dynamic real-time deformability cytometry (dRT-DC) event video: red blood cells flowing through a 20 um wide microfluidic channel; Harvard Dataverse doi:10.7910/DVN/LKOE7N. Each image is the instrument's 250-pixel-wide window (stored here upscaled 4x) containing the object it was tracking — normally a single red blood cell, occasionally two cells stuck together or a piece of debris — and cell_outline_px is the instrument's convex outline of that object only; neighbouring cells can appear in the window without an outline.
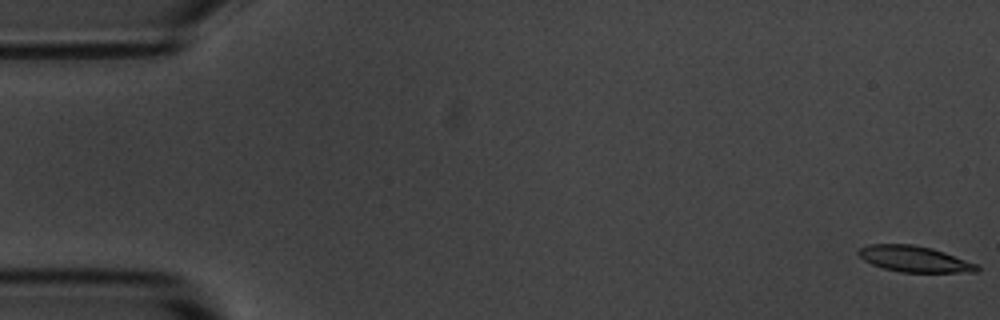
{"species": "common noctule bat (a hibernating species)", "species_latin": "Nyctalus noctula", "temperature_condition": "room temperature", "stored_images_in_passage": 5, "camera_frame_rate_fps": 3000, "um_per_image_px": 0.085, "animal": {"sex": "male", "body_mass_g": 20.1, "forearm_length_mm": 53.5}, "frame": {"image": 1, "passage_image": 1, "time_ms": 0.0, "image_size_px": [1000, 320], "cell_outline_px": [[980, 268], [976, 272], [900, 272], [884, 268], [872, 264], [864, 260], [856, 252], [860, 248], [868, 244], [912, 244], [932, 248], [944, 252], [976, 264]], "centroid_in_image_um": [77.69, 22.01], "position_along_channel_um": 7.3, "area_um2": 17.8}}